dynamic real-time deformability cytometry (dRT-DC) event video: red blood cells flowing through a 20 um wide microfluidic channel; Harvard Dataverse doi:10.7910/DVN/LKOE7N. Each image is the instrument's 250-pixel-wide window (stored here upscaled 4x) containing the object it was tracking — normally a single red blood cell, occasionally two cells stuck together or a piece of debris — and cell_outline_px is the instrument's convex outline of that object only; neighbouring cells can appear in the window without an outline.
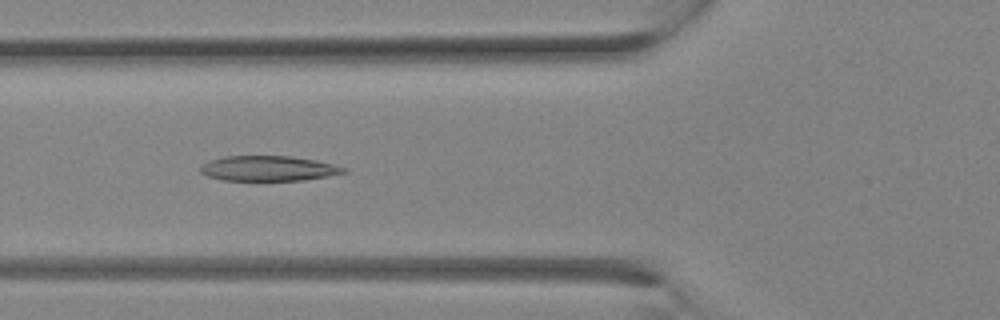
{"species": "Egyptian fruit bat (a non-hibernating species)", "species_latin": "Rousettus aegyptiacus", "temperature_condition": "room temperature", "stored_images_in_passage": 29, "camera_frame_rate_fps": 3000, "um_per_image_px": 0.085, "animal": {"sex": "female"}, "frame": {"image": 1, "passage_image": 10, "time_ms": 3.0, "image_size_px": [1000, 320], "cell_outline_px": [[348, 172], [328, 176], [304, 180], [224, 180], [208, 176], [200, 172], [200, 168], [208, 160], [224, 156], [292, 156], [316, 160], [348, 168]], "centroid_in_image_um": [22.84, 14.31], "position_along_channel_um": 103.0, "area_um2": 20.98}}
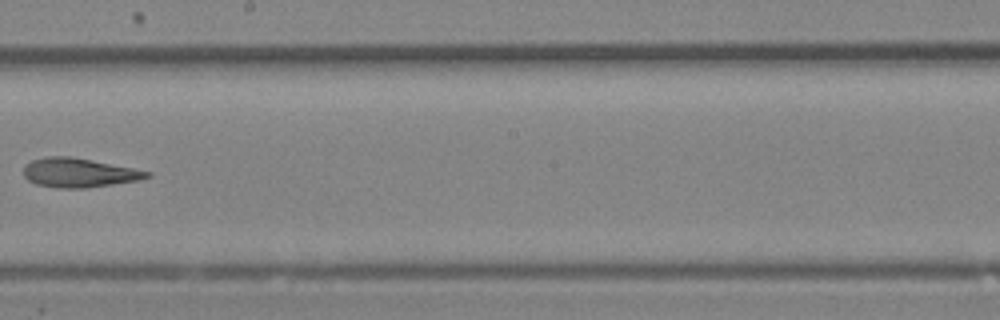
{"frame": {"image": 2, "passage_image": 16, "time_ms": 5.0, "image_size_px": [1000, 320], "cell_outline_px": [[152, 176], [140, 180], [84, 188], [60, 188], [36, 184], [28, 180], [24, 176], [24, 164], [32, 160], [48, 156], [72, 156], [152, 172]], "centroid_in_image_um": [6.7, 14.67], "position_along_channel_um": 241.5, "area_um2": 20.92}}
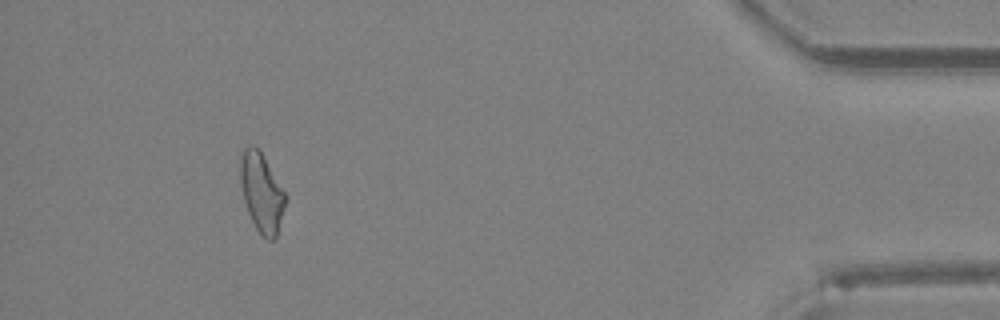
{"frame": {"image": 3, "passage_image": 26, "time_ms": 8.333, "image_size_px": [1000, 320], "cell_outline_px": [[288, 200], [276, 236], [272, 240], [268, 240], [256, 228], [248, 212], [244, 200], [240, 180], [240, 152], [244, 148], [252, 144], [260, 152], [288, 196]], "centroid_in_image_um": [22.25, 16.36], "position_along_channel_um": 412.9, "area_um2": 20.63}}